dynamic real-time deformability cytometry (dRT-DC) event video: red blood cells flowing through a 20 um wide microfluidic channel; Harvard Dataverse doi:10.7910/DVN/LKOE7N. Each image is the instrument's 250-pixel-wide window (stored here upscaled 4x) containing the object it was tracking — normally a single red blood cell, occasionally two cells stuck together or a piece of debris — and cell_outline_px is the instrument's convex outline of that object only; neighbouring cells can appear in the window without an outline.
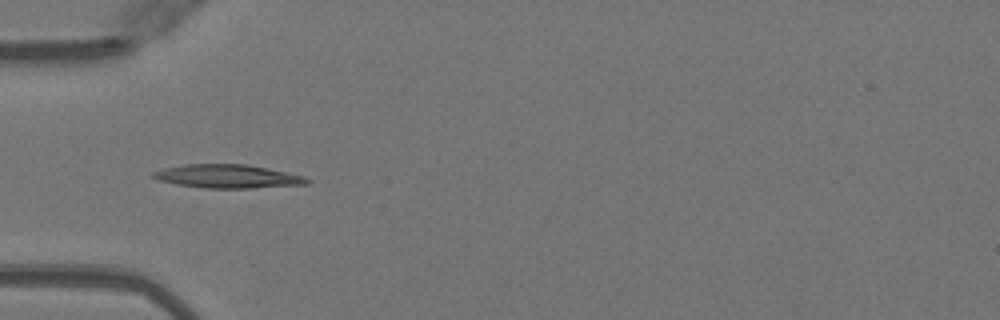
{"species": "Egyptian fruit bat (a non-hibernating species)", "species_latin": "Rousettus aegyptiacus", "temperature_condition": "warm", "stored_images_in_passage": 35, "camera_frame_rate_fps": 3000, "um_per_image_px": 0.085, "animal": {"sex": "female"}, "frame": {"image": 1, "passage_image": 1, "time_ms": 0.0, "image_size_px": [1000, 320], "cell_outline_px": [[312, 180], [308, 184], [252, 188], [204, 188], [176, 184], [160, 180], [152, 176], [152, 172], [164, 168], [184, 164], [248, 164], [304, 176]], "centroid_in_image_um": [19.37, 14.99], "position_along_channel_um": 65.6, "area_um2": 21.04}}
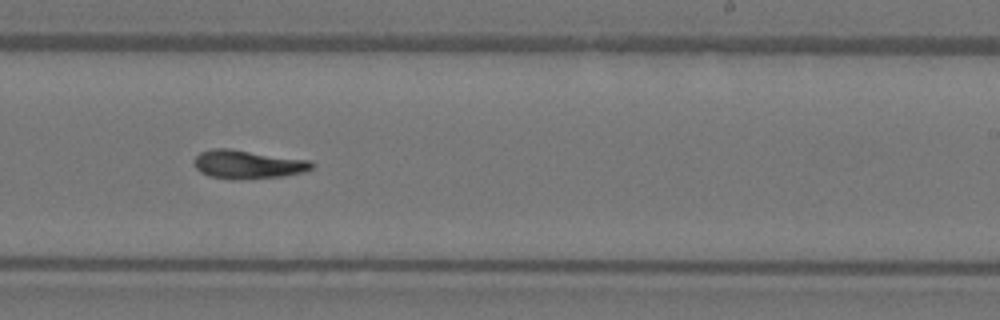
{"frame": {"image": 2, "passage_image": 16, "time_ms": 5.0, "image_size_px": [1000, 320], "cell_outline_px": [[316, 164], [312, 168], [304, 172], [284, 176], [236, 180], [232, 180], [208, 176], [200, 172], [192, 164], [192, 160], [200, 152], [216, 148], [228, 148], [308, 160]], "centroid_in_image_um": [21.02, 13.98], "position_along_channel_um": 268.0, "area_um2": 19.77}}
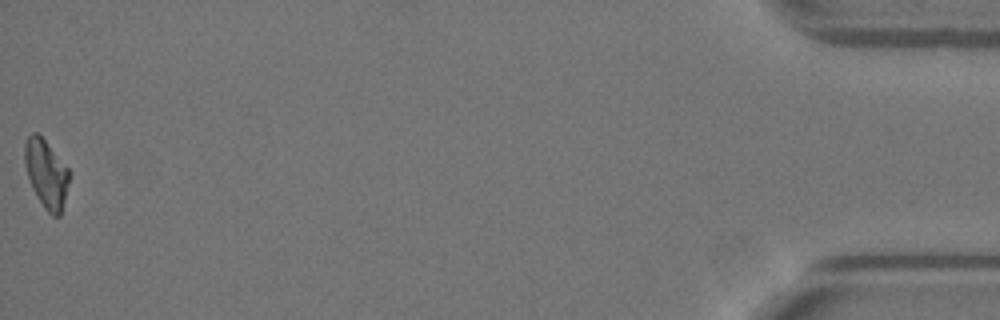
{"frame": {"image": 3, "passage_image": 35, "time_ms": 11.333, "image_size_px": [1000, 320], "cell_outline_px": [[68, 184], [60, 216], [52, 216], [44, 208], [36, 196], [32, 188], [24, 164], [24, 144], [28, 136], [32, 132], [36, 132], [44, 140], [68, 168]], "centroid_in_image_um": [3.9, 14.77], "position_along_channel_um": 431.3, "area_um2": 17.4}, "authors_computed_cell_mechanics": {"area_um2": 18.8428, "velocity_mm_per_s": 4.07, "shape_relaxation_time_tau1_ms": 7.1583, "shape_relaxation_time_tau2_ms": 5.1048, "deformation_change_tau1": 0.2903, "deformation_change_tau2": 0.1502}}